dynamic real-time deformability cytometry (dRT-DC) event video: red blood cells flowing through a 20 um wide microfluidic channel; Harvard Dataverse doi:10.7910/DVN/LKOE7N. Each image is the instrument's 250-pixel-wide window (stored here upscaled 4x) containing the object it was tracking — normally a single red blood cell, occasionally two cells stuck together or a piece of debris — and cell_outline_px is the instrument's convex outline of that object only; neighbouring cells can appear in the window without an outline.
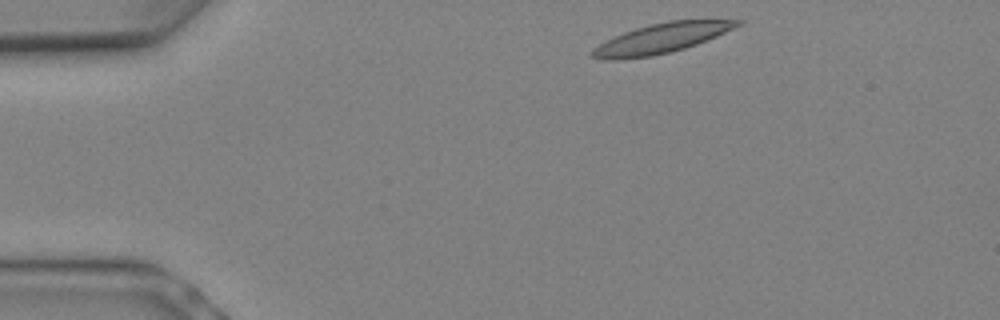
{"species": "Egyptian fruit bat (a non-hibernating species)", "species_latin": "Rousettus aegyptiacus", "temperature_condition": "warm", "stored_images_in_passage": 4, "camera_frame_rate_fps": 3000, "um_per_image_px": 0.085, "animal": {"sex": "female"}, "frame": {"image": 1, "passage_image": 1, "time_ms": 0.0, "image_size_px": [1000, 320], "cell_outline_px": [[744, 24], [716, 36], [696, 44], [684, 48], [652, 56], [616, 60], [604, 60], [592, 56], [588, 52], [600, 44], [624, 32], [636, 28], [668, 20], [744, 20]], "centroid_in_image_um": [56.22, 3.26], "position_along_channel_um": 28.8, "area_um2": 24.85}}
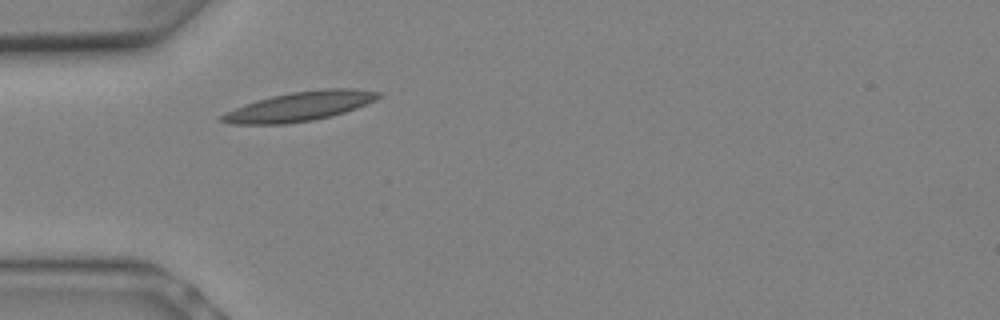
{"frame": {"image": 2, "passage_image": 4, "time_ms": 1.0, "image_size_px": [1000, 320], "cell_outline_px": [[384, 96], [376, 100], [356, 108], [332, 116], [312, 120], [284, 124], [232, 124], [220, 120], [220, 116], [244, 104], [256, 100], [272, 96], [292, 92], [324, 88], [352, 88], [384, 92]], "centroid_in_image_um": [25.56, 9.03], "position_along_channel_um": 59.4, "area_um2": 26.76}}